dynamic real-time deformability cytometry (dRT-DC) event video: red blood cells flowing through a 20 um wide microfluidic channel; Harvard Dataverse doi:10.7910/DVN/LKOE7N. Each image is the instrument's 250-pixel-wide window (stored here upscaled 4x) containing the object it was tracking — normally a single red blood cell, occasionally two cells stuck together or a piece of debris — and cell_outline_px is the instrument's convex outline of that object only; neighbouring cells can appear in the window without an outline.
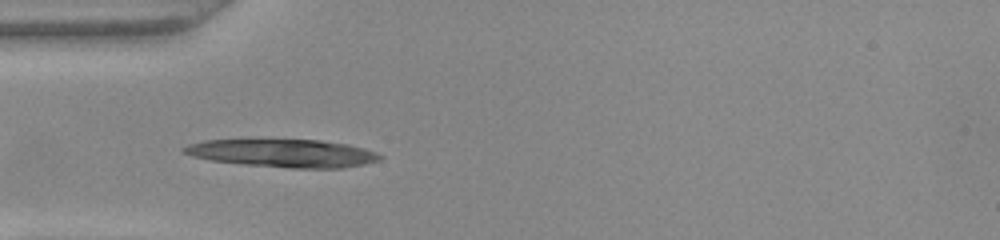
{"species": "common noctule bat (a hibernating species)", "species_latin": "Nyctalus noctula", "temperature_condition": "warm", "stored_images_in_passage": 33, "camera_frame_rate_fps": 3000, "um_per_image_px": 0.085, "animal": {"sex": "female", "body_mass_g": 22.0, "forearm_length_mm": 56.7}, "frame": {"image": 1, "passage_image": 2, "time_ms": 0.333, "image_size_px": [1000, 240], "cell_outline_px": [[384, 156], [380, 160], [364, 164], [344, 168], [292, 168], [244, 164], [208, 160], [192, 156], [180, 152], [180, 148], [188, 144], [204, 140], [320, 140], [348, 144], [364, 148], [376, 152]], "centroid_in_image_um": [24.04, 13.02], "position_along_channel_um": 61.0, "area_um2": 32.02}}